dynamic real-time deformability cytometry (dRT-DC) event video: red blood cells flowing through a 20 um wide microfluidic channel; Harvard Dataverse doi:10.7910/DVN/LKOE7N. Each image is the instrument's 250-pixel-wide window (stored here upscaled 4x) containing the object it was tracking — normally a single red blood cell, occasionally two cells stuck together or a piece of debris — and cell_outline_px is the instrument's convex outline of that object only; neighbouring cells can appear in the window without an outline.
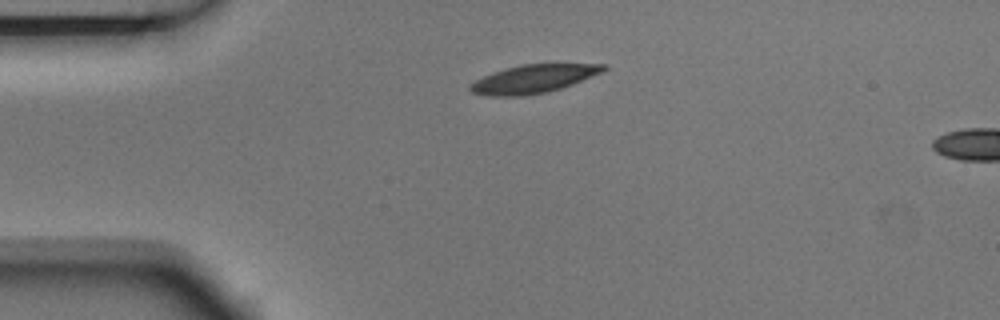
{"species": "Egyptian fruit bat (a non-hibernating species)", "species_latin": "Rousettus aegyptiacus", "temperature_condition": "room temperature", "stored_images_in_passage": 2, "camera_frame_rate_fps": 3000, "um_per_image_px": 0.085, "animal": {"sex": "male"}, "frame": {"image": 1, "passage_image": 1, "time_ms": 0.0, "image_size_px": [1000, 320], "cell_outline_px": [[608, 68], [604, 72], [572, 84], [560, 88], [544, 92], [520, 96], [488, 96], [472, 92], [468, 88], [468, 84], [492, 72], [504, 68], [520, 64], [604, 64]], "centroid_in_image_um": [45.32, 6.69], "position_along_channel_um": 39.7, "area_um2": 21.91}}